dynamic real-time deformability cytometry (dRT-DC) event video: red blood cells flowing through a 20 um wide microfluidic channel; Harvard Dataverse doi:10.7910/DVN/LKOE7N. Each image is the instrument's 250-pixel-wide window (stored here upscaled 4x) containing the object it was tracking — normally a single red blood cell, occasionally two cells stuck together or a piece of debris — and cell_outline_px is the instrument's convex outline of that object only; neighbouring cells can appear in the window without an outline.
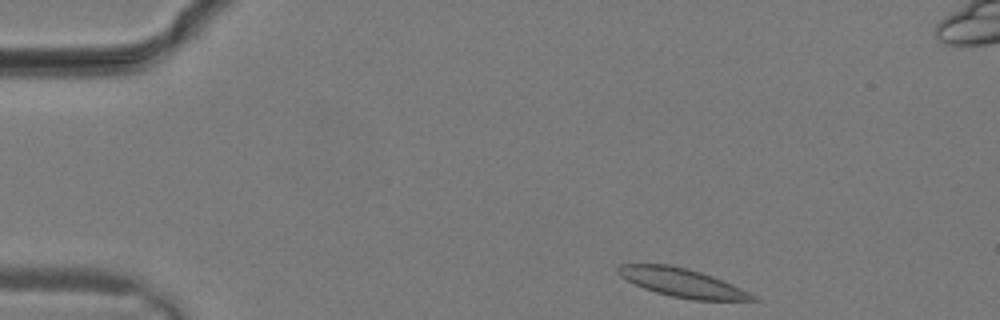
{"species": "common noctule bat (a hibernating species)", "species_latin": "Nyctalus noctula", "temperature_condition": "warm", "stored_images_in_passage": 13, "camera_frame_rate_fps": 3000, "um_per_image_px": 0.085, "animal": {"sex": "male", "body_mass_g": 19.2, "forearm_length_mm": 51.8}, "frame": {"image": 1, "passage_image": 1, "time_ms": 0.0, "image_size_px": [1000, 320], "cell_outline_px": [[760, 300], [692, 300], [672, 296], [656, 292], [644, 288], [620, 276], [616, 272], [616, 268], [620, 264], [668, 264], [700, 272], [712, 276], [732, 284], [756, 296]], "centroid_in_image_um": [57.96, 24.03], "position_along_channel_um": 27.0, "area_um2": 22.08}}
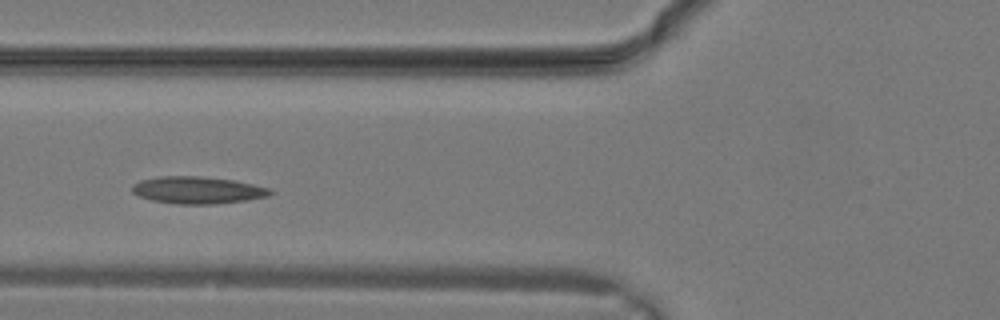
{"frame": {"image": 2, "passage_image": 8, "time_ms": 2.333, "image_size_px": [1000, 320], "cell_outline_px": [[276, 192], [268, 196], [244, 200], [212, 204], [176, 204], [152, 200], [140, 196], [132, 192], [132, 184], [140, 180], [160, 176], [200, 176], [236, 180], [272, 188]], "centroid_in_image_um": [16.83, 16.15], "position_along_channel_um": 109.0, "area_um2": 21.96}}
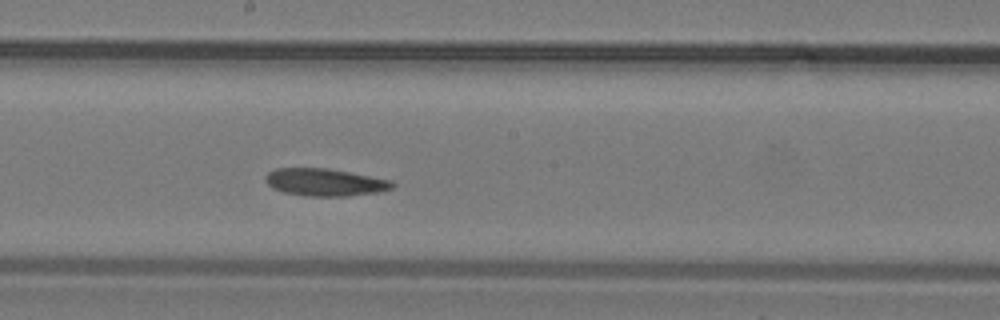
{"frame": {"image": 3, "passage_image": 13, "time_ms": 4.0, "image_size_px": [1000, 320], "cell_outline_px": [[396, 184], [392, 188], [380, 192], [348, 196], [304, 196], [284, 192], [272, 188], [264, 180], [264, 176], [268, 172], [276, 168], [328, 168], [392, 180]], "centroid_in_image_um": [27.61, 15.49], "position_along_channel_um": 220.6, "area_um2": 20.46}}